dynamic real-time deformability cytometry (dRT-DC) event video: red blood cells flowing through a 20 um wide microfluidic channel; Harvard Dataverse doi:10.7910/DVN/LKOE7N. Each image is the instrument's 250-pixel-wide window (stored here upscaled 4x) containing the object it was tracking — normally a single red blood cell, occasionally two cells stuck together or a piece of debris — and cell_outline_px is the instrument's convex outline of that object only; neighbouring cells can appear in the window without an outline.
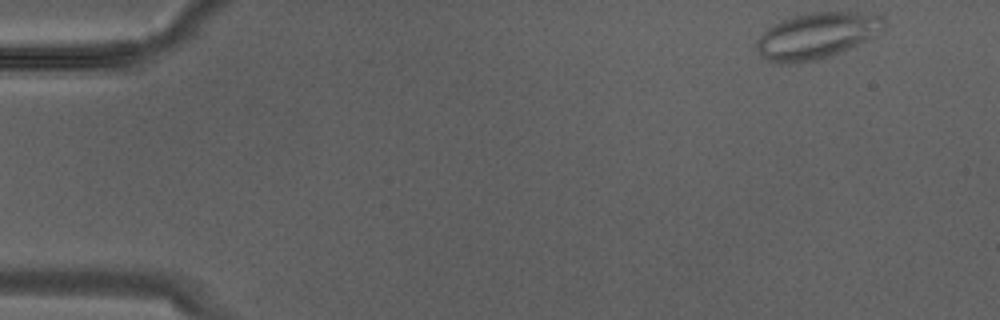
{"species": "Egyptian fruit bat (a non-hibernating species)", "species_latin": "Rousettus aegyptiacus", "temperature_condition": "warm", "stored_images_in_passage": 20, "camera_frame_rate_fps": 3000, "um_per_image_px": 0.085, "animal": {"sex": "male"}, "frame": {"image": 1, "passage_image": 1, "time_ms": 0.0, "image_size_px": [1000, 320], "cell_outline_px": [[884, 28], [868, 40], [832, 56], [820, 60], [788, 64], [776, 64], [768, 60], [756, 48], [756, 40], [772, 24], [792, 16], [812, 12], [856, 12], [884, 16]], "centroid_in_image_um": [69.42, 3.04], "position_along_channel_um": 15.6, "area_um2": 34.33}}
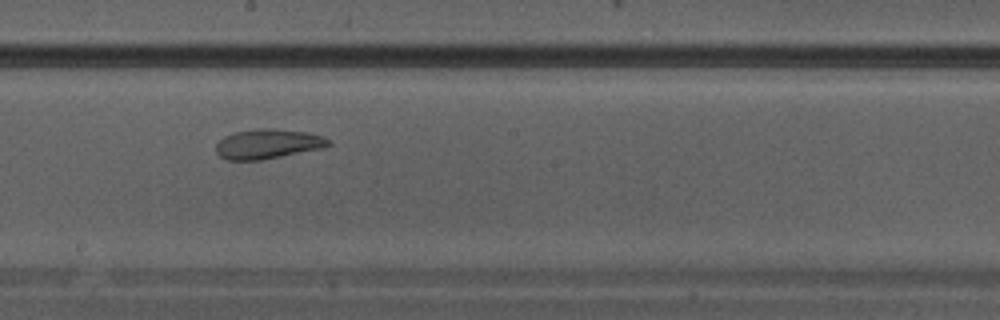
{"frame": {"image": 2, "passage_image": 15, "time_ms": 4.667, "image_size_px": [1000, 320], "cell_outline_px": [[332, 144], [324, 148], [260, 160], [228, 160], [220, 156], [216, 152], [216, 144], [224, 136], [236, 132], [256, 128], [272, 128], [308, 132], [332, 140]], "centroid_in_image_um": [22.79, 12.23], "position_along_channel_um": 225.4, "area_um2": 19.54}}
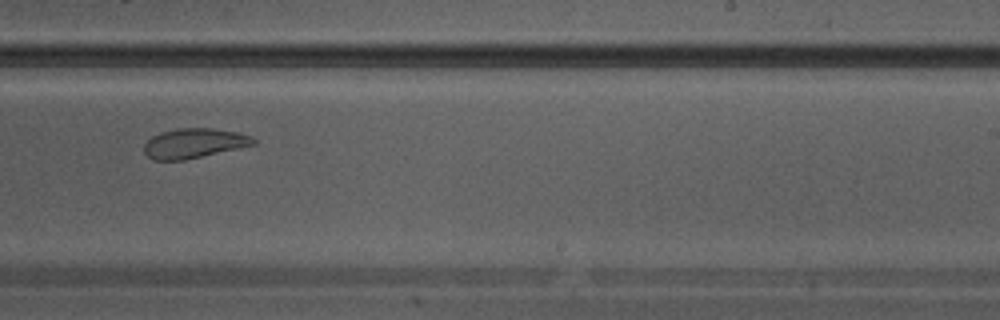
{"frame": {"image": 3, "passage_image": 17, "time_ms": 5.333, "image_size_px": [1000, 320], "cell_outline_px": [[256, 144], [184, 160], [152, 160], [144, 152], [144, 144], [152, 136], [160, 132], [176, 128], [212, 128], [236, 132], [252, 136], [256, 140]], "centroid_in_image_um": [16.47, 12.17], "position_along_channel_um": 272.5, "area_um2": 18.9}}